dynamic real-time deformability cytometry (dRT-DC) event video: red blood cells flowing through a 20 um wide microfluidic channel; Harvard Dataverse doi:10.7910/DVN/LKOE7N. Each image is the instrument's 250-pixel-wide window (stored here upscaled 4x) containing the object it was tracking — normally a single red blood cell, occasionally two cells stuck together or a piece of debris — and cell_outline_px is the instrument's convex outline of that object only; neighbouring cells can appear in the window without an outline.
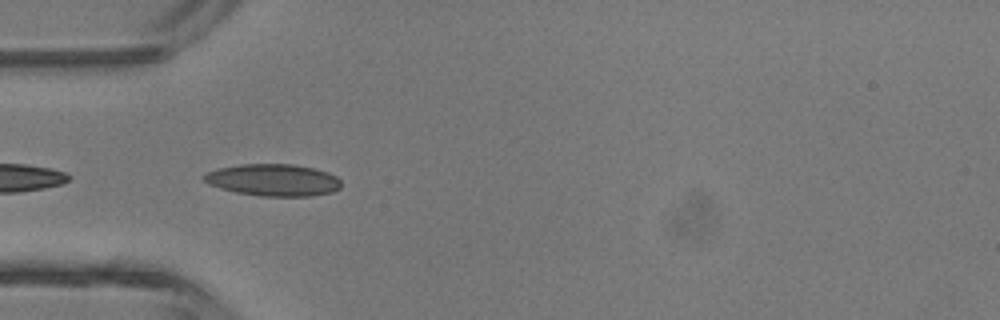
{"species": "common noctule bat (a hibernating species)", "species_latin": "Nyctalus noctula", "temperature_condition": "room temperature", "stored_images_in_passage": 4, "camera_frame_rate_fps": 3000, "um_per_image_px": 0.085, "animal": {"sex": "male", "body_mass_g": 13.3}, "frame": {"image": 1, "passage_image": 4, "time_ms": 4.0, "image_size_px": [1000, 320], "cell_outline_px": [[340, 188], [332, 192], [312, 196], [260, 196], [236, 192], [220, 188], [208, 184], [200, 176], [216, 168], [240, 164], [292, 164], [312, 168], [328, 172], [336, 176], [340, 180]], "centroid_in_image_um": [23.2, 15.3], "position_along_channel_um": 61.8, "area_um2": 25.66}}